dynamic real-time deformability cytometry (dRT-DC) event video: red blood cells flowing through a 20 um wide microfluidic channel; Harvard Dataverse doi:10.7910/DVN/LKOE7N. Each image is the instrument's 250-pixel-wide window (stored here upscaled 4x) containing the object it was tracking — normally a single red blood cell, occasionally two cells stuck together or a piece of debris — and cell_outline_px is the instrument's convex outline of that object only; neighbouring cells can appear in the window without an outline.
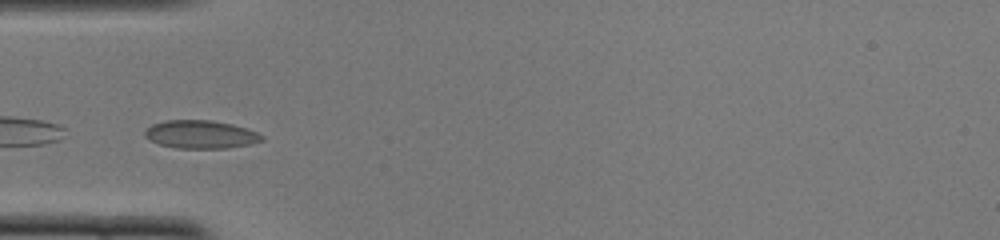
{"species": "common noctule bat (a hibernating species)", "species_latin": "Nyctalus noctula", "temperature_condition": "cold", "stored_images_in_passage": 33, "camera_frame_rate_fps": 3000, "um_per_image_px": 0.085, "animal": {"sex": "female", "body_mass_g": 22.0, "forearm_length_mm": 56.7}, "frame": {"image": 1, "passage_image": 1, "time_ms": 0.0, "image_size_px": [1000, 240], "cell_outline_px": [[264, 140], [248, 144], [228, 148], [176, 148], [160, 144], [144, 136], [144, 132], [152, 124], [168, 120], [212, 120], [232, 124], [256, 132], [264, 136]], "centroid_in_image_um": [17.06, 11.42], "position_along_channel_um": 67.9, "area_um2": 18.96}, "authors_computed_cell_mechanics": {"area_um2": 18.4382, "velocity_mm_per_s": 3.9642, "shape_relaxation_time_tau1_ms": 2.1681, "shape_relaxation_time_tau2_ms": null, "deformation_change_tau1": 0.1007, "deformation_change_tau2": null}}